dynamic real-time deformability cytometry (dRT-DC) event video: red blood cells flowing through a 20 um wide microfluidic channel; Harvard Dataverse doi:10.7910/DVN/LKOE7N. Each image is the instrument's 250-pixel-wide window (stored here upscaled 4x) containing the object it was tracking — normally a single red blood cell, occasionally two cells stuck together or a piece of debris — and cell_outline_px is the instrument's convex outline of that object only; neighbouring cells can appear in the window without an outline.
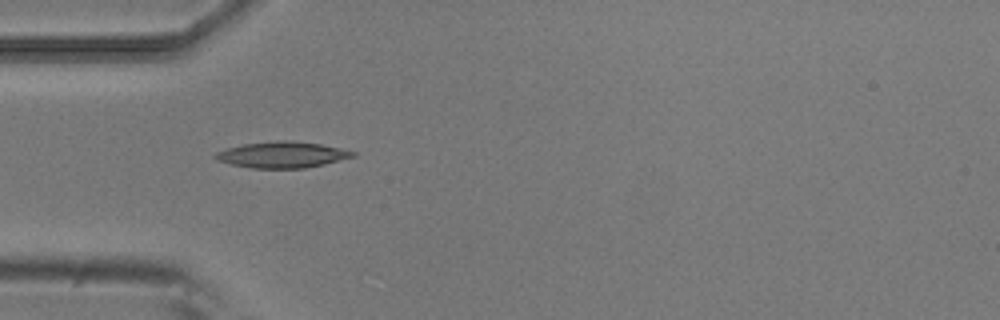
{"species": "common noctule bat (a hibernating species)", "species_latin": "Nyctalus noctula", "temperature_condition": "room temperature", "stored_images_in_passage": 6, "camera_frame_rate_fps": 3000, "um_per_image_px": 0.085, "animal": {"sex": "male", "body_mass_g": 20.5, "forearm_length_mm": 52.5}, "frame": {"image": 1, "passage_image": 5, "time_ms": 1.333, "image_size_px": [1000, 320], "cell_outline_px": [[356, 156], [324, 164], [304, 168], [252, 168], [232, 164], [216, 160], [212, 156], [216, 152], [224, 148], [244, 144], [276, 140], [292, 140], [320, 144], [356, 152]], "centroid_in_image_um": [23.94, 13.14], "position_along_channel_um": 61.1, "area_um2": 20.92}}
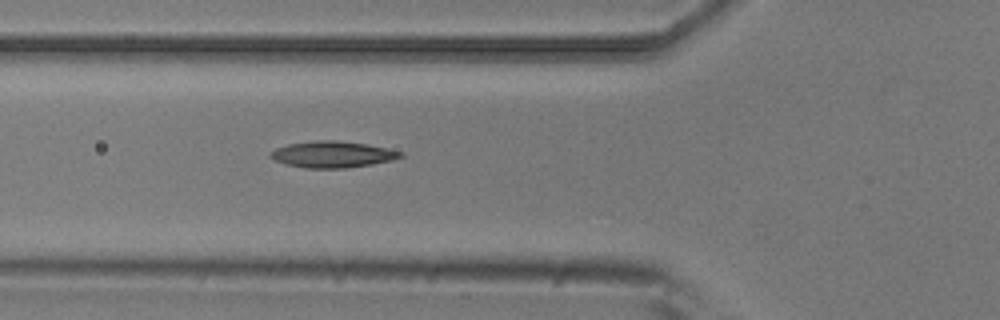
{"frame": {"image": 2, "passage_image": 6, "time_ms": 1.667, "image_size_px": [1000, 320], "cell_outline_px": [[404, 156], [392, 160], [372, 164], [344, 168], [304, 168], [284, 164], [268, 156], [268, 152], [276, 148], [288, 144], [316, 140], [336, 140], [364, 144], [404, 152]], "centroid_in_image_um": [28.22, 13.13], "position_along_channel_um": 97.6, "area_um2": 19.94}}